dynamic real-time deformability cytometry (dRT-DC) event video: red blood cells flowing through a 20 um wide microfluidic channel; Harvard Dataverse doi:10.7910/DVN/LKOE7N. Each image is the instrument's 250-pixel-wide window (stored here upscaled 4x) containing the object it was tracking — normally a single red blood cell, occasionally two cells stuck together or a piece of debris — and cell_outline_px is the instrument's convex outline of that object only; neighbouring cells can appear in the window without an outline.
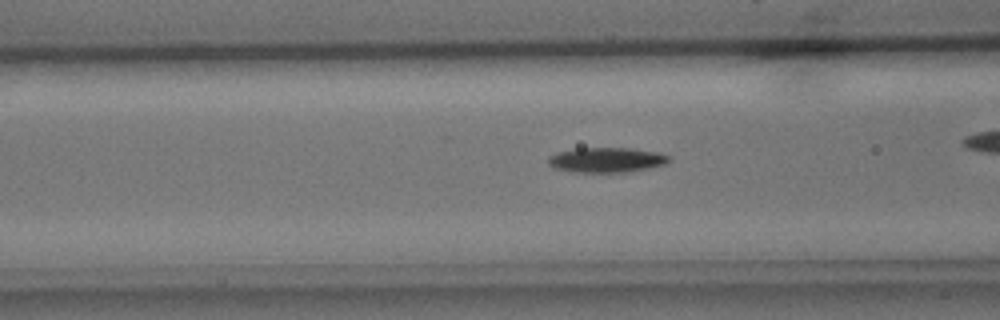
{"species": "common noctule bat (a hibernating species)", "species_latin": "Nyctalus noctula", "temperature_condition": "cold", "stored_images_in_passage": 28, "camera_frame_rate_fps": 3000, "um_per_image_px": 0.085, "animal": {"sex": "male", "body_mass_g": 15.6}, "frame": {"image": 1, "passage_image": 5, "time_ms": 1.333, "image_size_px": [1000, 320], "cell_outline_px": [[672, 160], [664, 164], [624, 172], [572, 172], [556, 168], [548, 164], [548, 156], [556, 152], [580, 148], [632, 148], [660, 152], [668, 156]], "centroid_in_image_um": [51.53, 13.58], "position_along_channel_um": 115.1, "area_um2": 17.46}}